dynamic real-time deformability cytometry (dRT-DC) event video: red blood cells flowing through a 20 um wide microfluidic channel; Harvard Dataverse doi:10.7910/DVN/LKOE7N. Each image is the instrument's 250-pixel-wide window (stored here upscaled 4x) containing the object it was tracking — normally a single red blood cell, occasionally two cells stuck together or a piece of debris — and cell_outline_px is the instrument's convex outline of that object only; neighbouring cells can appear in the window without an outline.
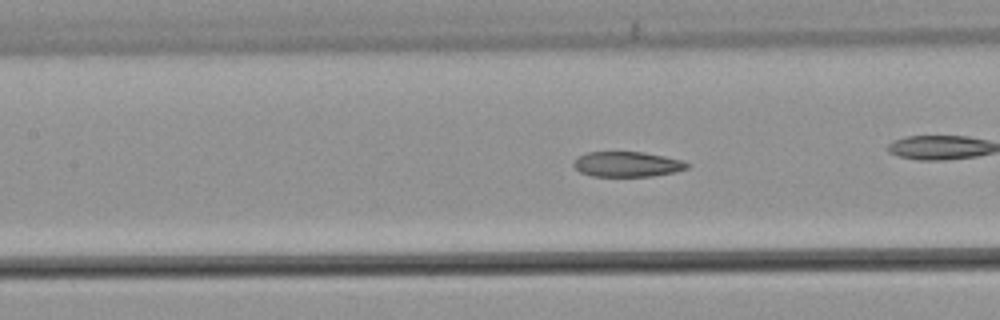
{"species": "common noctule bat (a hibernating species)", "species_latin": "Nyctalus noctula", "temperature_condition": "warm", "stored_images_in_passage": 21, "camera_frame_rate_fps": 3000, "um_per_image_px": 0.085, "animal": {"sex": "male", "body_mass_g": 21.5, "forearm_length_mm": 52.0}, "frame": {"image": 1, "passage_image": 7, "time_ms": 2.0, "image_size_px": [1000, 320], "cell_outline_px": [[688, 168], [672, 172], [652, 176], [592, 176], [580, 172], [572, 164], [576, 156], [588, 152], [644, 152], [664, 156], [680, 160], [688, 164]], "centroid_in_image_um": [53.24, 13.95], "position_along_channel_um": 154.2, "area_um2": 16.53}}